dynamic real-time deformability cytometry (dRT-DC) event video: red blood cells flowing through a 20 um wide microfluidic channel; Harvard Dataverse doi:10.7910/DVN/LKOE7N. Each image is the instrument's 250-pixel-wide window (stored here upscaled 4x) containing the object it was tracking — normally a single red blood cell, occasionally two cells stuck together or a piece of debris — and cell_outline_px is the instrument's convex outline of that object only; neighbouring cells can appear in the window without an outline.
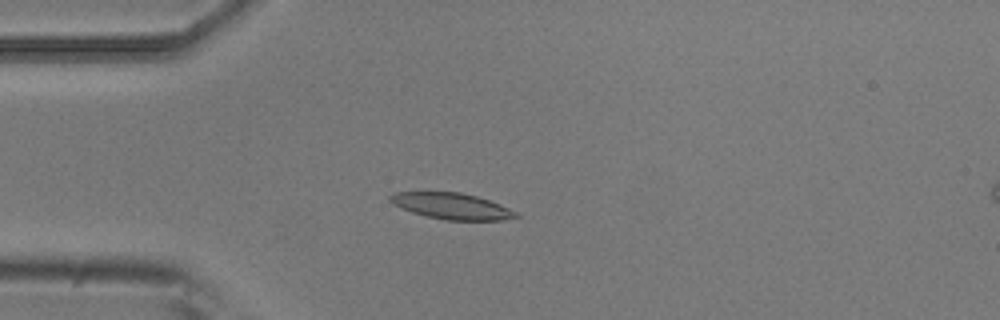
{"species": "common noctule bat (a hibernating species)", "species_latin": "Nyctalus noctula", "temperature_condition": "room temperature", "stored_images_in_passage": 7, "camera_frame_rate_fps": 3000, "um_per_image_px": 0.085, "animal": {"sex": "male", "body_mass_g": 20.5, "forearm_length_mm": 52.5}, "frame": {"image": 1, "passage_image": 4, "time_ms": 1.0, "image_size_px": [1000, 320], "cell_outline_px": [[520, 216], [500, 220], [444, 220], [412, 212], [400, 208], [388, 200], [388, 196], [396, 192], [460, 192], [476, 196], [500, 204], [516, 212]], "centroid_in_image_um": [38.36, 17.51], "position_along_channel_um": 46.6, "area_um2": 19.02}}
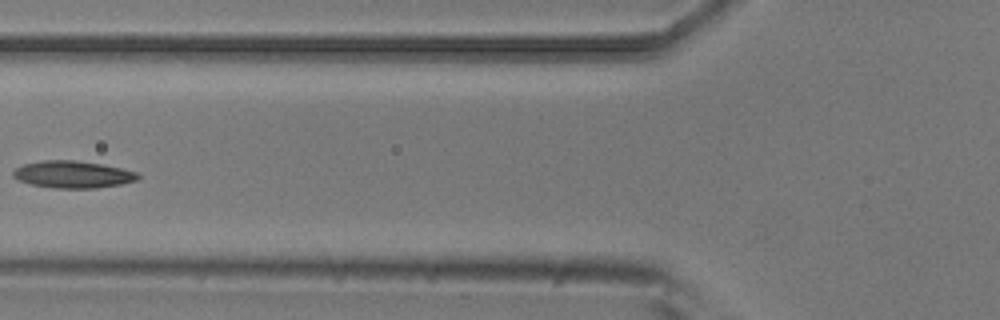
{"frame": {"image": 2, "passage_image": 6, "time_ms": 1.667, "image_size_px": [1000, 320], "cell_outline_px": [[140, 176], [136, 180], [120, 184], [96, 188], [52, 188], [32, 184], [20, 180], [12, 176], [12, 172], [16, 168], [24, 164], [44, 160], [76, 160], [104, 164], [136, 172]], "centroid_in_image_um": [6.18, 14.82], "position_along_channel_um": 119.6, "area_um2": 19.59}}
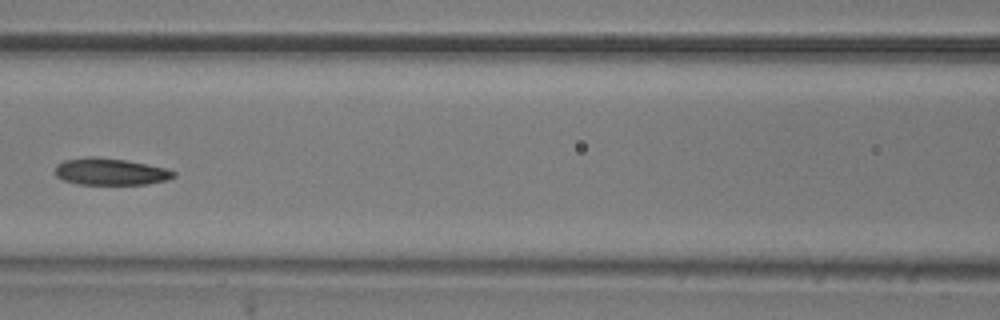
{"frame": {"image": 3, "passage_image": 7, "time_ms": 2.0, "image_size_px": [1000, 320], "cell_outline_px": [[176, 176], [168, 180], [148, 184], [80, 184], [64, 180], [56, 176], [56, 164], [64, 160], [92, 156], [96, 156], [124, 160], [168, 168], [176, 172]], "centroid_in_image_um": [9.42, 14.59], "position_along_channel_um": 157.2, "area_um2": 18.55}}